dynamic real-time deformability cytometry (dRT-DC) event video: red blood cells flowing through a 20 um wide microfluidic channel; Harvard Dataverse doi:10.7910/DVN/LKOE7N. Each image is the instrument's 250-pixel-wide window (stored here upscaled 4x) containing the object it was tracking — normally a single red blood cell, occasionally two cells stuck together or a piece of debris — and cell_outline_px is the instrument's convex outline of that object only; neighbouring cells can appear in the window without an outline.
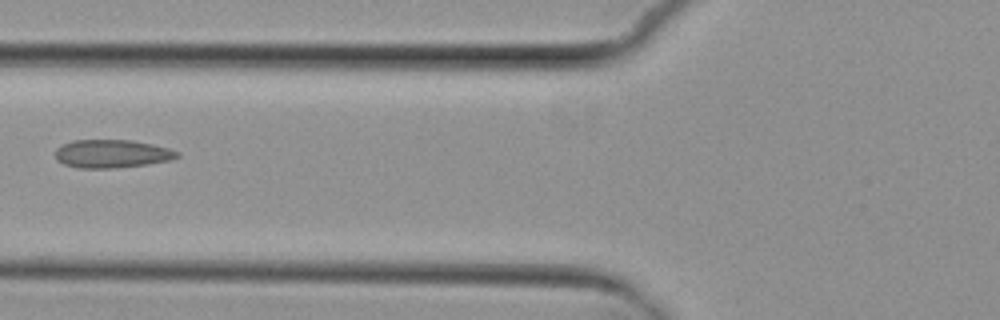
{"species": "common noctule bat (a hibernating species)", "species_latin": "Nyctalus noctula", "temperature_condition": "cold", "stored_images_in_passage": 4, "camera_frame_rate_fps": 3000, "um_per_image_px": 0.085, "animal": {"sex": "female", "body_mass_g": 29.2, "forearm_length_mm": 56.3}, "frame": {"image": 1, "passage_image": 4, "time_ms": 3.667, "image_size_px": [1000, 320], "cell_outline_px": [[180, 156], [172, 160], [148, 164], [112, 168], [80, 168], [64, 164], [56, 160], [56, 148], [72, 140], [132, 140], [152, 144], [168, 148], [180, 152]], "centroid_in_image_um": [9.53, 13.07], "position_along_channel_um": 116.3, "area_um2": 20.06}}